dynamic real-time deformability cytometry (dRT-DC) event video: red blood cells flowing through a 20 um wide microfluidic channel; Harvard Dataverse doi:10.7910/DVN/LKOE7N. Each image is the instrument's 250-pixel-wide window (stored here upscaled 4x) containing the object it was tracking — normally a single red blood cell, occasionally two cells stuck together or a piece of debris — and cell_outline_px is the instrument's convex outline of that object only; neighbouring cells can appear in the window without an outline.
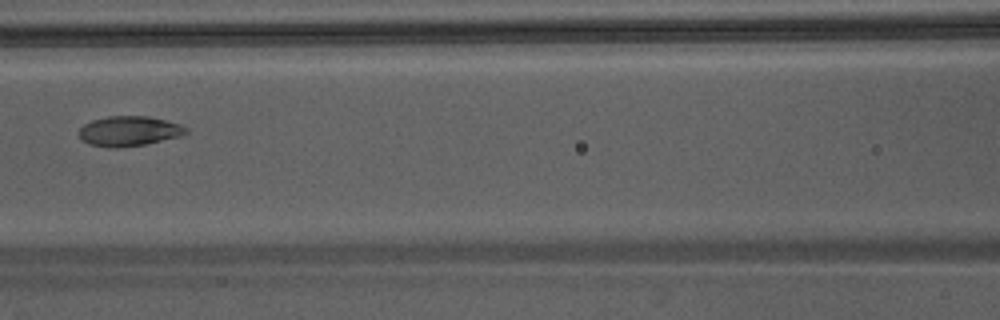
{"species": "Egyptian fruit bat (a non-hibernating species)", "species_latin": "Rousettus aegyptiacus", "temperature_condition": "warm", "stored_images_in_passage": 39, "camera_frame_rate_fps": 3000, "um_per_image_px": 0.085, "animal": {"sex": "male"}, "frame": {"image": 1, "passage_image": 14, "time_ms": 4.333, "image_size_px": [1000, 320], "cell_outline_px": [[188, 132], [180, 136], [144, 144], [116, 148], [112, 148], [88, 144], [80, 140], [80, 128], [84, 124], [92, 120], [108, 116], [148, 116], [180, 124], [188, 128]], "centroid_in_image_um": [10.95, 11.14], "position_along_channel_um": 155.7, "area_um2": 18.61}}
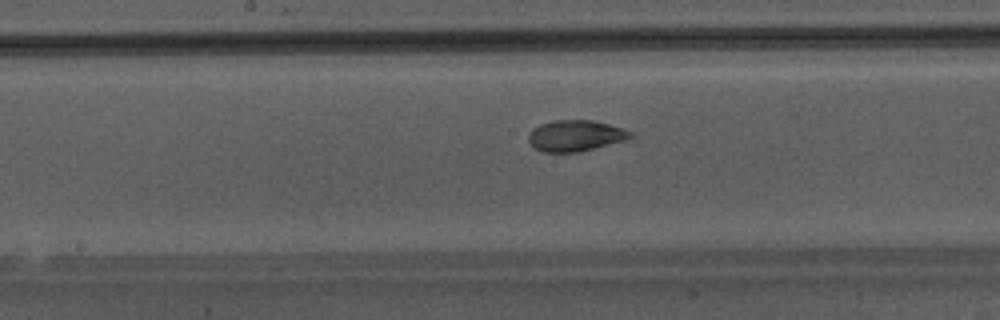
{"frame": {"image": 2, "passage_image": 17, "time_ms": 5.333, "image_size_px": [1000, 320], "cell_outline_px": [[632, 136], [624, 140], [580, 152], [544, 152], [532, 148], [528, 140], [528, 136], [532, 128], [556, 120], [592, 120], [624, 128], [632, 132]], "centroid_in_image_um": [48.89, 11.54], "position_along_channel_um": 199.3, "area_um2": 18.38}}
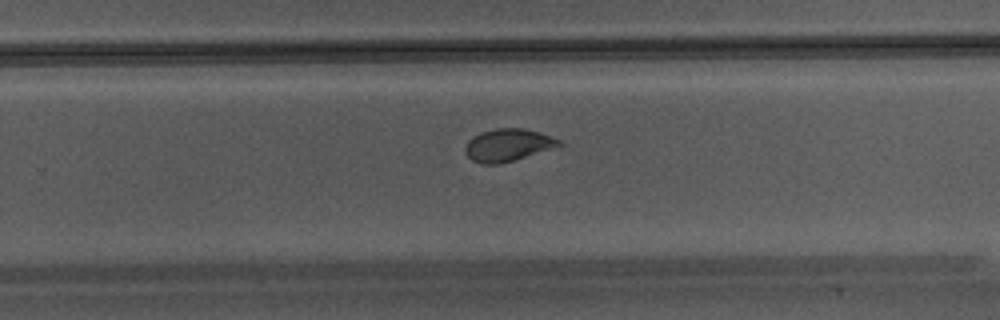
{"frame": {"image": 3, "passage_image": 23, "time_ms": 7.333, "image_size_px": [1000, 320], "cell_outline_px": [[564, 144], [512, 160], [496, 164], [480, 164], [472, 160], [464, 152], [464, 148], [468, 140], [472, 136], [480, 132], [496, 128], [524, 128], [540, 132], [560, 140]], "centroid_in_image_um": [43.11, 12.31], "position_along_channel_um": 286.7, "area_um2": 17.57}}